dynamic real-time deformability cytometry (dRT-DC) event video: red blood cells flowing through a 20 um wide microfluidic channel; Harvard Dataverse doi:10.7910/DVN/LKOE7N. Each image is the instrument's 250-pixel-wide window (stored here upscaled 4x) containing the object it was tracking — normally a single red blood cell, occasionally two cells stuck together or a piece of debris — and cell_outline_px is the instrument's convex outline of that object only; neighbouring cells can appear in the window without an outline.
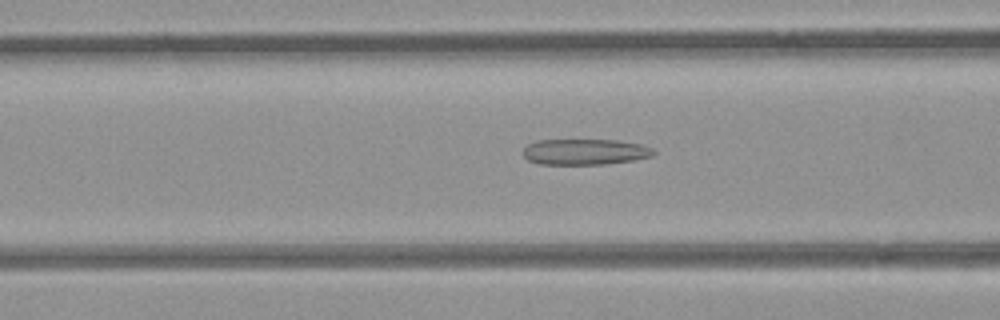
{"species": "common noctule bat (a hibernating species)", "species_latin": "Nyctalus noctula", "temperature_condition": "room temperature", "stored_images_in_passage": 52, "camera_frame_rate_fps": 3000, "um_per_image_px": 0.085, "animal": {"sex": "female", "body_mass_g": 21.9}, "frame": {"image": 1, "passage_image": 21, "time_ms": 6.667, "image_size_px": [1000, 320], "cell_outline_px": [[656, 152], [652, 156], [632, 160], [604, 164], [540, 164], [528, 160], [524, 156], [524, 148], [528, 144], [536, 140], [616, 140], [640, 144], [652, 148]], "centroid_in_image_um": [49.71, 12.9], "position_along_channel_um": 116.9, "area_um2": 19.54}}
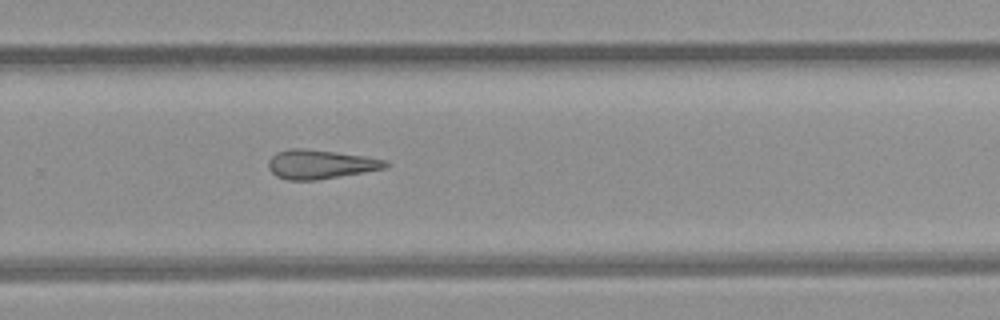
{"frame": {"image": 2, "passage_image": 35, "time_ms": 11.333, "image_size_px": [1000, 320], "cell_outline_px": [[388, 168], [316, 180], [288, 180], [276, 176], [268, 168], [268, 160], [276, 152], [288, 148], [304, 148], [336, 152], [364, 156], [388, 160]], "centroid_in_image_um": [27.22, 13.96], "position_along_channel_um": 302.6, "area_um2": 19.94}}
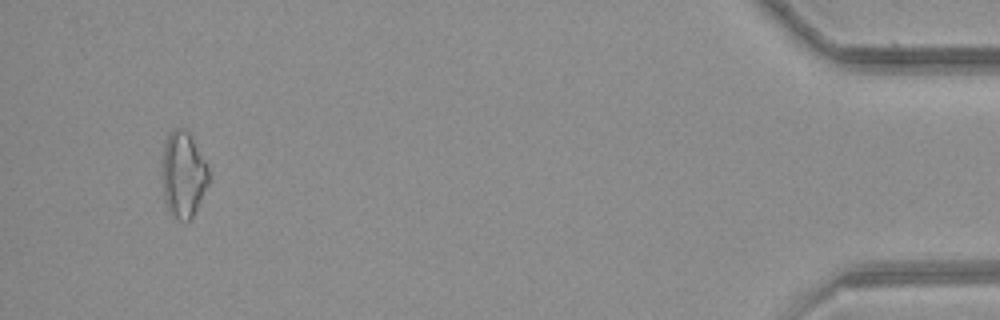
{"frame": {"image": 3, "passage_image": 50, "time_ms": 16.333, "image_size_px": [1000, 320], "cell_outline_px": [[208, 184], [192, 216], [188, 220], [176, 220], [168, 212], [164, 200], [160, 172], [164, 144], [168, 132], [176, 128], [184, 128], [188, 132], [204, 160], [208, 168]], "centroid_in_image_um": [15.51, 14.84], "position_along_channel_um": 419.7, "area_um2": 23.47}}